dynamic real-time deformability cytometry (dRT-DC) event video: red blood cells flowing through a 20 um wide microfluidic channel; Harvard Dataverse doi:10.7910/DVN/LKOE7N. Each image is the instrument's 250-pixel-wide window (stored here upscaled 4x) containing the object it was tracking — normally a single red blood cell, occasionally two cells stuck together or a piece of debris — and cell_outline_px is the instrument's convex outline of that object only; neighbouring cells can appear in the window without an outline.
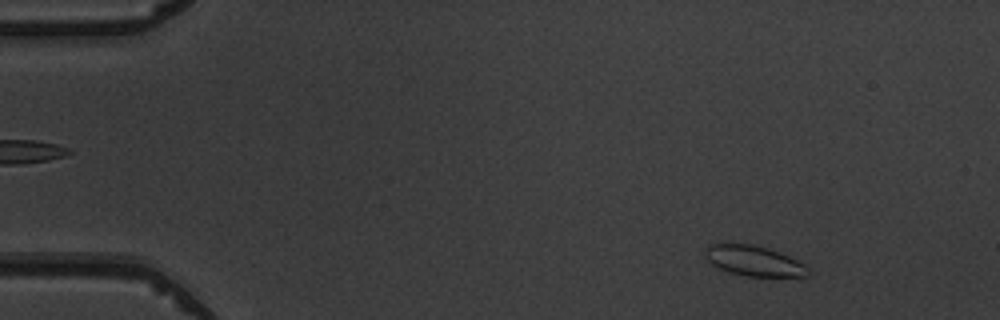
{"species": "common noctule bat (a hibernating species)", "species_latin": "Nyctalus noctula", "temperature_condition": "warm", "stored_images_in_passage": 5, "camera_frame_rate_fps": 3000, "um_per_image_px": 0.085, "animal": {"sex": "male", "body_mass_g": 19.5, "forearm_length_mm": 54.6}, "frame": {"image": 1, "passage_image": 1, "time_ms": 0.0, "image_size_px": [1000, 320], "cell_outline_px": [[812, 272], [808, 276], [748, 276], [732, 272], [720, 268], [712, 264], [704, 256], [704, 248], [708, 244], [720, 240], [728, 240], [752, 244], [768, 248], [788, 256], [812, 268]], "centroid_in_image_um": [64.02, 22.1], "position_along_channel_um": 21.0, "area_um2": 18.84}}
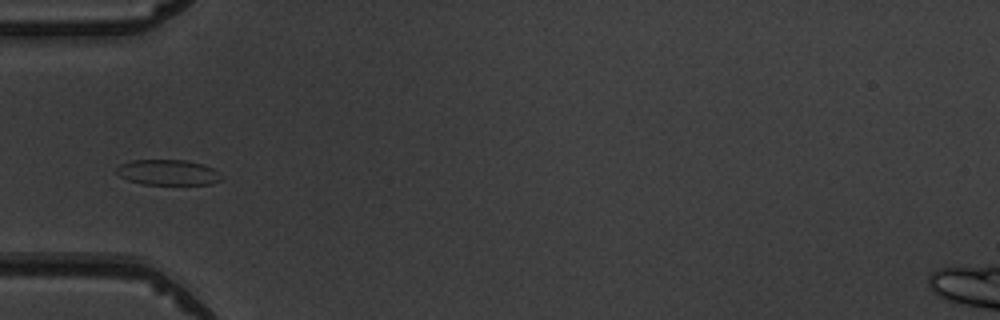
{"frame": {"image": 2, "passage_image": 4, "time_ms": 3.667, "image_size_px": [1000, 320], "cell_outline_px": [[224, 180], [212, 184], [144, 184], [128, 180], [120, 176], [116, 172], [116, 168], [120, 164], [128, 160], [188, 160], [204, 164], [212, 168], [224, 176]], "centroid_in_image_um": [14.31, 14.65], "position_along_channel_um": 70.7, "area_um2": 15.78}}